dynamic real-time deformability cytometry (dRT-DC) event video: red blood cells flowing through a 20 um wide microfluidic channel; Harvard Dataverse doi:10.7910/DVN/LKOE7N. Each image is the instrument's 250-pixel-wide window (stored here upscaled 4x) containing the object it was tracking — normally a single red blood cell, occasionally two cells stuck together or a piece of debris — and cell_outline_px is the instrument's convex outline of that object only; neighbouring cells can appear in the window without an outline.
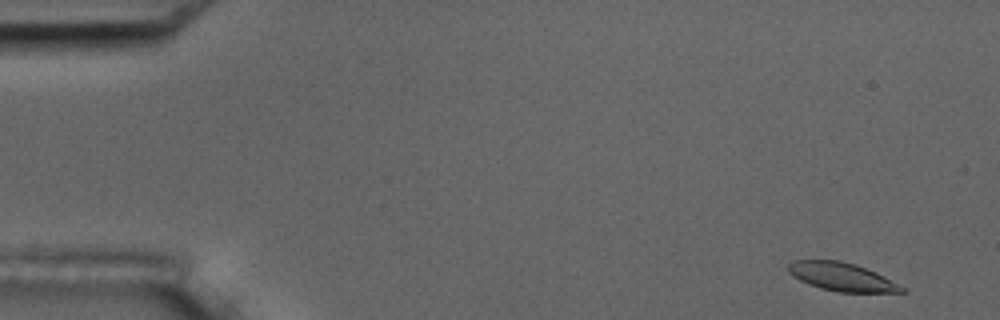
{"species": "common noctule bat (a hibernating species)", "species_latin": "Nyctalus noctula", "temperature_condition": "room temperature", "stored_images_in_passage": 5, "camera_frame_rate_fps": 3000, "um_per_image_px": 0.085, "animal": {"sex": "male", "body_mass_g": 17.5, "forearm_length_mm": 52.3}, "frame": {"image": 1, "passage_image": 1, "time_ms": 0.0, "image_size_px": [1000, 320], "cell_outline_px": [[908, 292], [840, 292], [820, 288], [808, 284], [792, 276], [788, 272], [788, 264], [792, 260], [840, 260], [856, 264], [876, 272], [904, 288]], "centroid_in_image_um": [71.51, 23.52], "position_along_channel_um": 13.5, "area_um2": 18.67}}
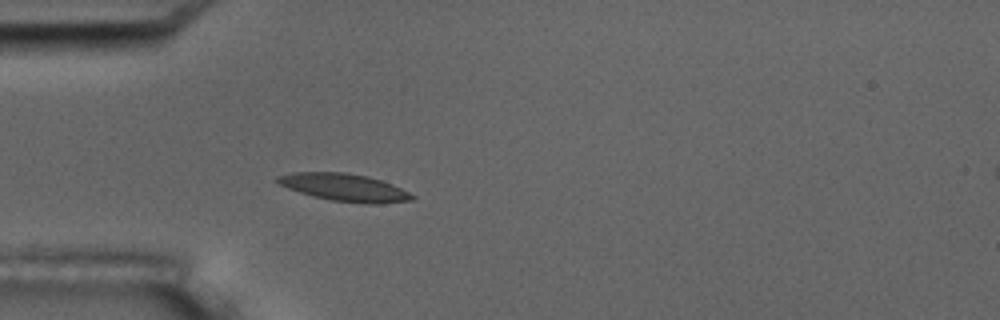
{"frame": {"image": 2, "passage_image": 5, "time_ms": 4.333, "image_size_px": [1000, 320], "cell_outline_px": [[416, 196], [412, 200], [376, 204], [368, 204], [332, 200], [312, 196], [288, 188], [272, 180], [276, 176], [296, 172], [344, 172], [368, 176], [392, 184]], "centroid_in_image_um": [29.25, 15.92], "position_along_channel_um": 55.8, "area_um2": 21.5}}